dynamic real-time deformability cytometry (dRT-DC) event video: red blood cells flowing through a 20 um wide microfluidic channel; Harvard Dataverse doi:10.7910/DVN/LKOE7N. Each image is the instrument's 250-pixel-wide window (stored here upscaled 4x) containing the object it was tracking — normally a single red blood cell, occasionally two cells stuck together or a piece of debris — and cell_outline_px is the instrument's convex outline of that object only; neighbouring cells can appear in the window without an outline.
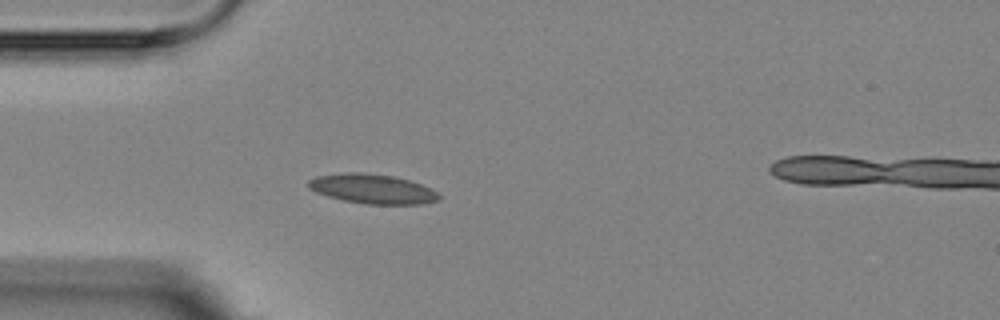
{"species": "Egyptian fruit bat (a non-hibernating species)", "species_latin": "Rousettus aegyptiacus", "temperature_condition": "room temperature", "stored_images_in_passage": 4, "camera_frame_rate_fps": 3000, "um_per_image_px": 0.085, "animal": {"sex": "female"}, "frame": {"image": 1, "passage_image": 4, "time_ms": 4.333, "image_size_px": [1000, 320], "cell_outline_px": [[440, 200], [424, 204], [368, 204], [344, 200], [328, 196], [316, 192], [308, 188], [308, 180], [316, 176], [344, 172], [360, 172], [392, 176], [408, 180], [420, 184], [436, 192], [440, 196]], "centroid_in_image_um": [31.63, 16.05], "position_along_channel_um": 53.4, "area_um2": 22.31}}